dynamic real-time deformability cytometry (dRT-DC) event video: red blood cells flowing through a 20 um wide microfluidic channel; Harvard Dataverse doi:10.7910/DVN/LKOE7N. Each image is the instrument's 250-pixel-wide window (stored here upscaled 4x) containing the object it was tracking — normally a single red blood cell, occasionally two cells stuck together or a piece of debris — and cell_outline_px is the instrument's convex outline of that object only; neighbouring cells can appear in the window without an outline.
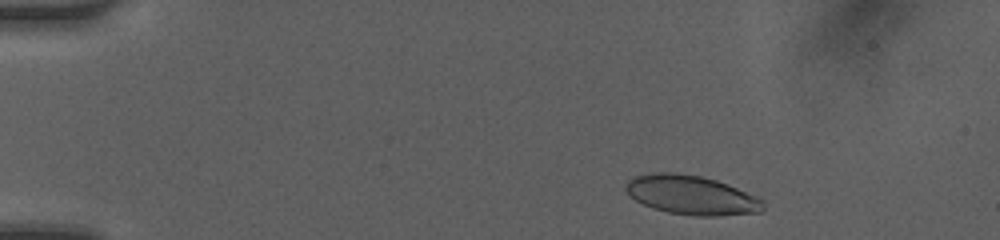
{"species": "human", "species_latin": "Homo sapiens", "temperature_condition": "room temperature", "stored_images_in_passage": 35, "camera_frame_rate_fps": 3000, "um_per_image_px": 0.085, "donor": {"sex": "female"}, "frame": {"image": 1, "passage_image": 2, "time_ms": 0.333, "image_size_px": [1000, 240], "cell_outline_px": [[764, 208], [760, 212], [716, 216], [692, 216], [668, 212], [652, 208], [636, 200], [624, 188], [624, 184], [632, 176], [652, 172], [676, 172], [700, 176], [716, 180], [728, 184], [760, 196], [764, 200]], "centroid_in_image_um": [58.79, 16.57], "position_along_channel_um": 26.2, "area_um2": 31.79}}
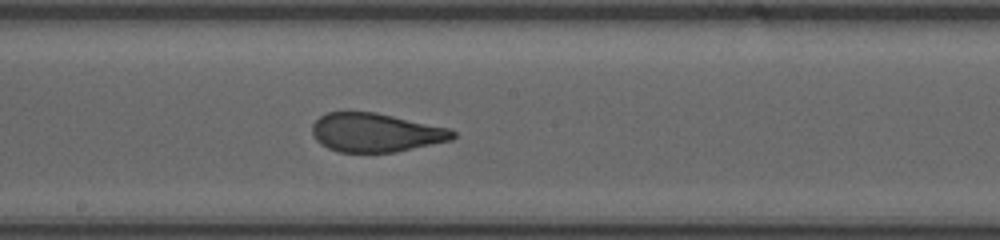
{"frame": {"image": 2, "passage_image": 19, "time_ms": 6.0, "image_size_px": [1000, 240], "cell_outline_px": [[456, 136], [452, 140], [396, 152], [340, 152], [328, 148], [320, 144], [316, 140], [312, 132], [312, 124], [320, 116], [328, 112], [376, 112], [448, 128], [456, 132]], "centroid_in_image_um": [31.93, 11.27], "position_along_channel_um": 216.3, "area_um2": 31.73}}
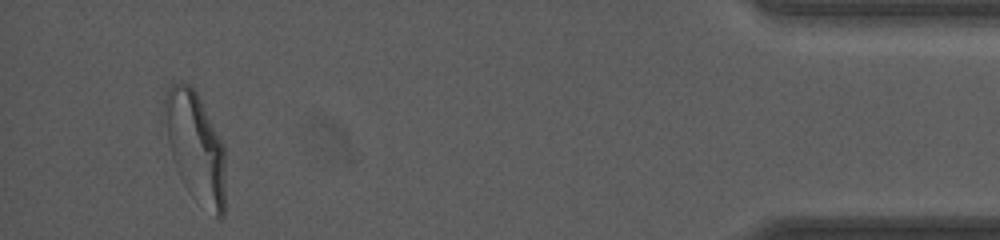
{"frame": {"image": 3, "passage_image": 35, "time_ms": 11.333, "image_size_px": [1000, 240], "cell_outline_px": [[224, 216], [220, 220], [216, 216], [168, 140], [164, 104], [164, 96], [168, 88], [172, 84], [188, 84], [196, 92], [224, 144]], "centroid_in_image_um": [16.7, 12.17], "position_along_channel_um": 418.5, "area_um2": 34.04}, "authors_computed_cell_mechanics": {"area_um2": 32.7726, "velocity_mm_per_s": 4.1945, "shape_relaxation_time_tau1_ms": 7.6866, "shape_relaxation_time_tau2_ms": 0.7014, "deformation_change_tau1": 0.2593, "deformation_change_tau2": 0.0672}}